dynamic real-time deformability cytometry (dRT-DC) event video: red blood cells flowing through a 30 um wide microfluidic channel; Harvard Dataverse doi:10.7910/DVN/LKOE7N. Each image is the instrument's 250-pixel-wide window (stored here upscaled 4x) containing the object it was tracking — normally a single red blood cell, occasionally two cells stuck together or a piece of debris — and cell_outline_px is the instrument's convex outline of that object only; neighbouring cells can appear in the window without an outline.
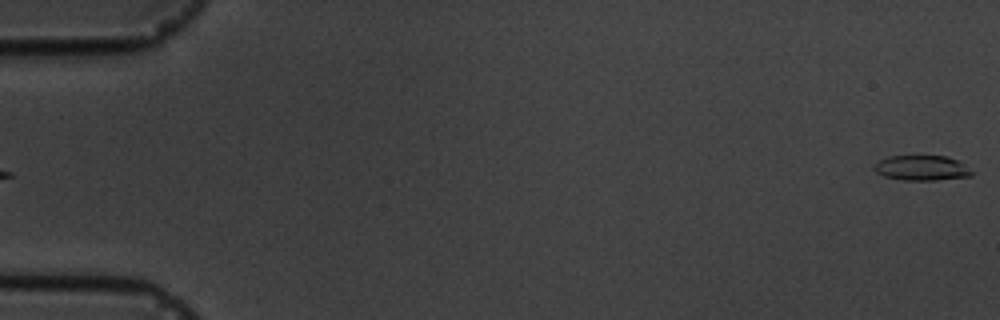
{"species": "common noctule bat (a hibernating species)", "species_latin": "Nyctalus noctula", "temperature_condition": "cold", "stored_images_in_passage": 6, "segment_of_instrument_passage": [2, 2], "camera_frame_rate_fps": 3000, "um_per_image_px": 0.085, "animal": {"sex": "male", "body_mass_g": 19.5, "forearm_length_mm": 54.6}, "frame": {"image": 1, "passage_image": 6, "time_ms": 5.667, "image_size_px": [1000, 320], "cell_outline_px": [[972, 176], [936, 180], [904, 180], [884, 176], [876, 172], [872, 168], [872, 164], [888, 156], [948, 156], [956, 160], [972, 172]], "centroid_in_image_um": [78.28, 14.28], "position_along_channel_um": 6.7, "area_um2": 14.16}}